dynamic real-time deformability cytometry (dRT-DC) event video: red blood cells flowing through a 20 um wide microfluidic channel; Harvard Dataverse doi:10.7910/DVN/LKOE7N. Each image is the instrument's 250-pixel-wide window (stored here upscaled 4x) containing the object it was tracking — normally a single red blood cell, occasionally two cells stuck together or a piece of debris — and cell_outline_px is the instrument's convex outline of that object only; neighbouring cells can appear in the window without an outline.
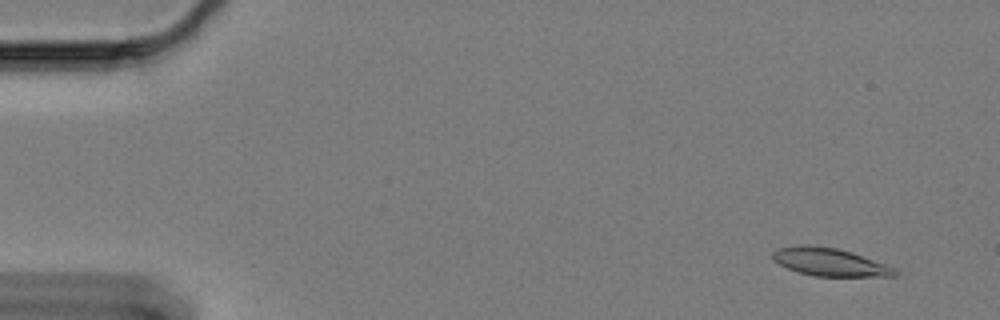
{"species": "Egyptian fruit bat (a non-hibernating species)", "species_latin": "Rousettus aegyptiacus", "temperature_condition": "cold", "stored_images_in_passage": 62, "camera_frame_rate_fps": 3000, "um_per_image_px": 0.085, "animal": {"sex": "female"}, "frame": {"image": 1, "passage_image": 5, "time_ms": 1.333, "image_size_px": [1000, 320], "cell_outline_px": [[900, 272], [896, 276], [812, 276], [788, 268], [772, 260], [772, 252], [780, 248], [796, 244], [804, 244], [836, 248], [852, 252], [896, 268]], "centroid_in_image_um": [70.53, 22.27], "position_along_channel_um": 14.5, "area_um2": 19.88}}
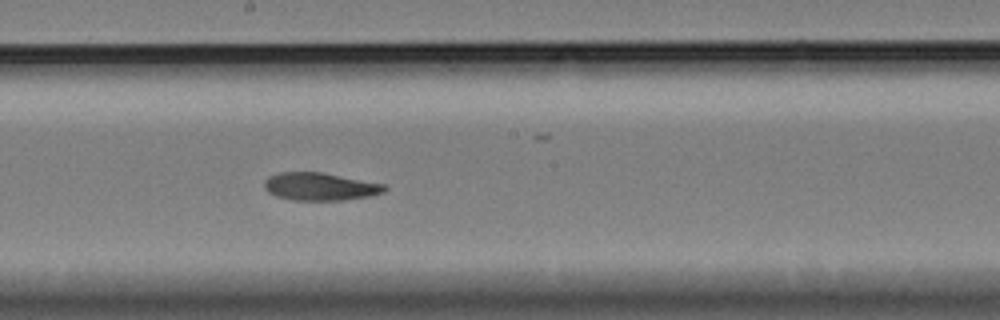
{"frame": {"image": 2, "passage_image": 34, "time_ms": 11.0, "image_size_px": [1000, 320], "cell_outline_px": [[388, 188], [384, 192], [372, 196], [344, 200], [292, 200], [276, 196], [268, 192], [264, 188], [264, 180], [268, 176], [280, 172], [320, 172], [384, 184]], "centroid_in_image_um": [27.19, 15.86], "position_along_channel_um": 221.0, "area_um2": 19.48}}
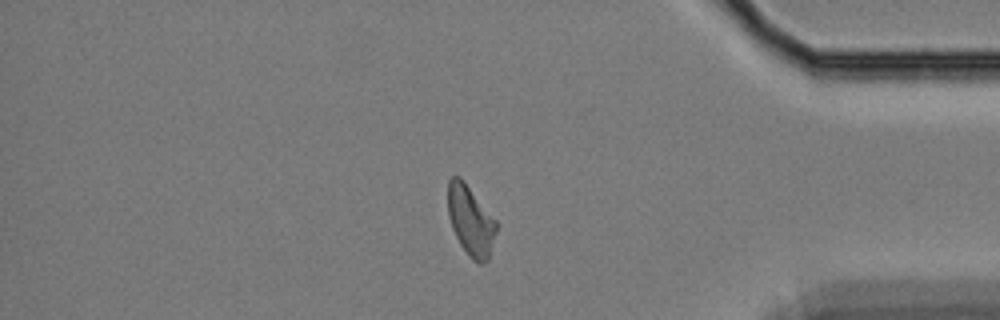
{"frame": {"image": 3, "passage_image": 52, "time_ms": 17.0, "image_size_px": [1000, 320], "cell_outline_px": [[496, 232], [488, 260], [480, 264], [472, 260], [468, 256], [460, 244], [452, 228], [448, 216], [448, 180], [452, 176], [460, 176], [464, 180], [496, 220]], "centroid_in_image_um": [39.99, 18.74], "position_along_channel_um": 395.2, "area_um2": 19.77}}